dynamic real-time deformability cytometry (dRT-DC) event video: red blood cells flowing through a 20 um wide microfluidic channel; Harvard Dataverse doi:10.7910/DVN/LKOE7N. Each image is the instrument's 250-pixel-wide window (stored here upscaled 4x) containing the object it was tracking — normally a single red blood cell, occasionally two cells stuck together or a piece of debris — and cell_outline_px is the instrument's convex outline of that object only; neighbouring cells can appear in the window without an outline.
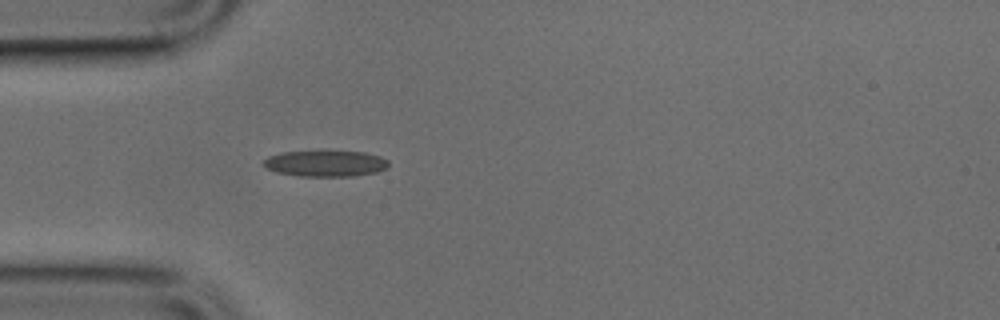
{"species": "common noctule bat (a hibernating species)", "species_latin": "Nyctalus noctula", "temperature_condition": "cold", "stored_images_in_passage": 36, "camera_frame_rate_fps": 3000, "um_per_image_px": 0.085, "animal": {"sex": "male", "body_mass_g": 17.9, "forearm_length_mm": 54.2}, "frame": {"image": 1, "passage_image": 1, "time_ms": 0.0, "image_size_px": [1000, 320], "cell_outline_px": [[388, 168], [376, 172], [352, 176], [300, 176], [276, 172], [264, 168], [260, 164], [268, 156], [280, 152], [320, 148], [364, 152], [380, 156], [388, 160]], "centroid_in_image_um": [27.61, 13.84], "position_along_channel_um": 57.4, "area_um2": 20.17}}
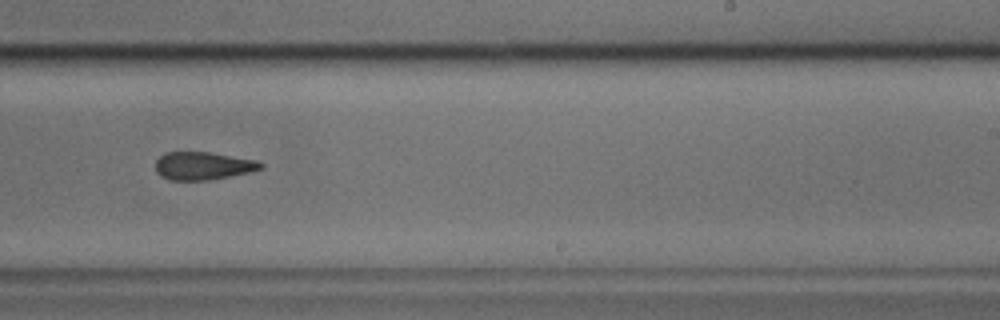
{"frame": {"image": 2, "passage_image": 17, "time_ms": 5.333, "image_size_px": [1000, 320], "cell_outline_px": [[264, 168], [252, 172], [204, 180], [168, 180], [160, 176], [156, 172], [156, 160], [164, 152], [208, 152], [256, 160], [264, 164]], "centroid_in_image_um": [17.24, 14.09], "position_along_channel_um": 271.8, "area_um2": 17.11}}
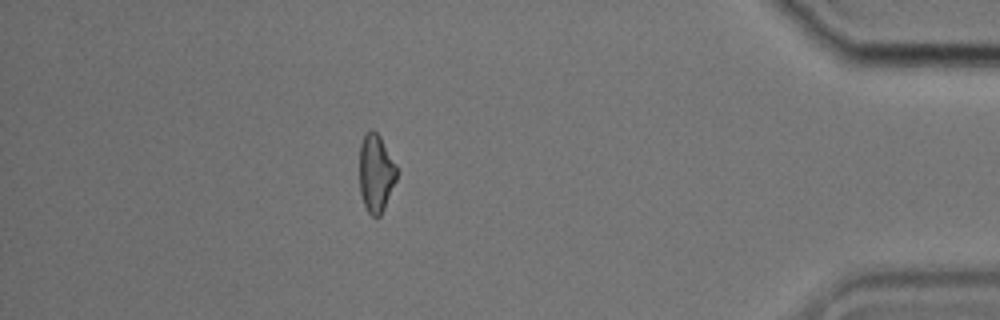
{"frame": {"image": 3, "passage_image": 30, "time_ms": 9.667, "image_size_px": [1000, 320], "cell_outline_px": [[396, 180], [384, 208], [380, 216], [376, 220], [368, 212], [364, 204], [360, 192], [360, 144], [364, 136], [372, 128], [380, 136], [396, 164]], "centroid_in_image_um": [31.95, 14.74], "position_along_channel_um": 403.3, "area_um2": 16.82}}